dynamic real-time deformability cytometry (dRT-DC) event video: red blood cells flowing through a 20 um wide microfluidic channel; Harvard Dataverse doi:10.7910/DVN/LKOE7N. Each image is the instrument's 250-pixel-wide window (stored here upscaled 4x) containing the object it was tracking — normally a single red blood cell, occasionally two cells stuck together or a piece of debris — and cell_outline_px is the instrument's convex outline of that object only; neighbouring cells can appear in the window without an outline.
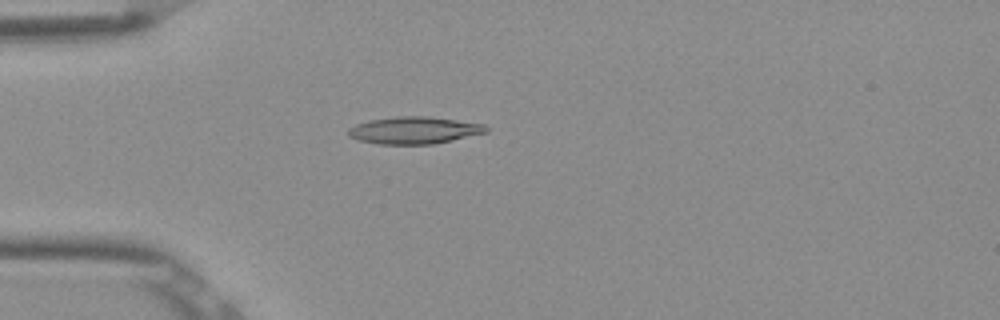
{"species": "Egyptian fruit bat (a non-hibernating species)", "species_latin": "Rousettus aegyptiacus", "temperature_condition": "room temperature", "stored_images_in_passage": 4, "camera_frame_rate_fps": 3000, "um_per_image_px": 0.085, "frame": {"image": 1, "passage_image": 4, "time_ms": 1.0, "image_size_px": [1000, 320], "cell_outline_px": [[488, 132], [452, 140], [432, 144], [380, 144], [360, 140], [348, 136], [348, 128], [356, 124], [368, 120], [396, 116], [428, 116], [484, 124], [488, 128]], "centroid_in_image_um": [35.19, 11.06], "position_along_channel_um": 49.8, "area_um2": 21.73}}